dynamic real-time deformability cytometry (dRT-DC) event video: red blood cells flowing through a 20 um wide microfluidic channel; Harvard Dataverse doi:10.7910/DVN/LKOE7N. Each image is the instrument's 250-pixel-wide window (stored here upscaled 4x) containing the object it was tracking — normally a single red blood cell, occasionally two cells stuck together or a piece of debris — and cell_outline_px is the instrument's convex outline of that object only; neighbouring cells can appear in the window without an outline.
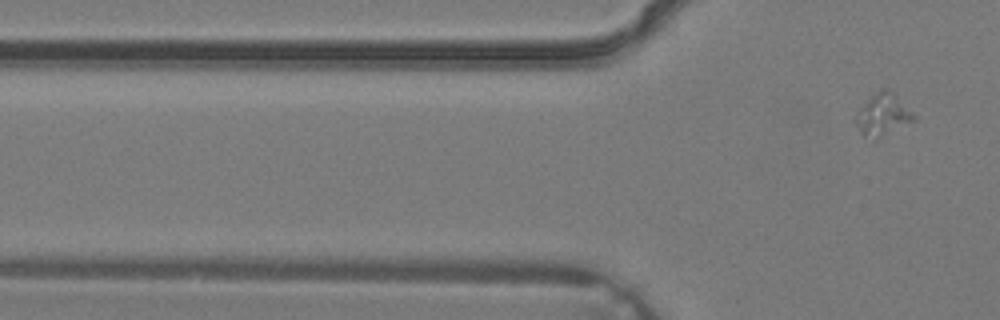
{"species": "common noctule bat (a hibernating species)", "species_latin": "Nyctalus noctula", "temperature_condition": "warm", "stored_images_in_passage": 4, "camera_frame_rate_fps": 3000, "um_per_image_px": 0.085, "animal": {"sex": "male", "body_mass_g": 19.2, "forearm_length_mm": 51.8}, "frame": {"image": 1, "passage_image": 4, "time_ms": 1.0, "image_size_px": [1000, 320], "cell_outline_px": [[916, 120], [876, 136], [864, 136], [860, 132], [852, 120], [856, 112], [872, 96], [880, 92], [888, 92], [912, 112], [916, 116]], "centroid_in_image_um": [74.96, 9.79], "position_along_channel_um": 50.8, "area_um2": 12.83}}